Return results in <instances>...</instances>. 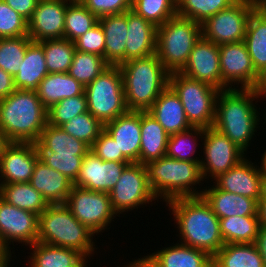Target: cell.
<instances>
[{
    "label": "cell",
    "mask_w": 266,
    "mask_h": 267,
    "mask_svg": "<svg viewBox=\"0 0 266 267\" xmlns=\"http://www.w3.org/2000/svg\"><path fill=\"white\" fill-rule=\"evenodd\" d=\"M134 262L139 267H212V257L207 252L181 243L164 247Z\"/></svg>",
    "instance_id": "44dd1931"
},
{
    "label": "cell",
    "mask_w": 266,
    "mask_h": 267,
    "mask_svg": "<svg viewBox=\"0 0 266 267\" xmlns=\"http://www.w3.org/2000/svg\"><path fill=\"white\" fill-rule=\"evenodd\" d=\"M168 86L180 98L187 120L193 127H213L219 89L180 72L169 74Z\"/></svg>",
    "instance_id": "ba28073f"
},
{
    "label": "cell",
    "mask_w": 266,
    "mask_h": 267,
    "mask_svg": "<svg viewBox=\"0 0 266 267\" xmlns=\"http://www.w3.org/2000/svg\"><path fill=\"white\" fill-rule=\"evenodd\" d=\"M169 135L148 111H141V146L139 163L148 162L166 156Z\"/></svg>",
    "instance_id": "f1b7e54d"
},
{
    "label": "cell",
    "mask_w": 266,
    "mask_h": 267,
    "mask_svg": "<svg viewBox=\"0 0 266 267\" xmlns=\"http://www.w3.org/2000/svg\"><path fill=\"white\" fill-rule=\"evenodd\" d=\"M237 0H177V15L202 24L219 11L229 8Z\"/></svg>",
    "instance_id": "60d3db41"
},
{
    "label": "cell",
    "mask_w": 266,
    "mask_h": 267,
    "mask_svg": "<svg viewBox=\"0 0 266 267\" xmlns=\"http://www.w3.org/2000/svg\"><path fill=\"white\" fill-rule=\"evenodd\" d=\"M128 266H125V267H139L134 261L130 262L129 264H127Z\"/></svg>",
    "instance_id": "e7e4bbea"
},
{
    "label": "cell",
    "mask_w": 266,
    "mask_h": 267,
    "mask_svg": "<svg viewBox=\"0 0 266 267\" xmlns=\"http://www.w3.org/2000/svg\"><path fill=\"white\" fill-rule=\"evenodd\" d=\"M252 64L258 74L266 68V11L257 7L249 17L244 37Z\"/></svg>",
    "instance_id": "1f68e13d"
},
{
    "label": "cell",
    "mask_w": 266,
    "mask_h": 267,
    "mask_svg": "<svg viewBox=\"0 0 266 267\" xmlns=\"http://www.w3.org/2000/svg\"><path fill=\"white\" fill-rule=\"evenodd\" d=\"M105 36L104 60L111 66L126 61L127 12L98 18Z\"/></svg>",
    "instance_id": "4316f807"
},
{
    "label": "cell",
    "mask_w": 266,
    "mask_h": 267,
    "mask_svg": "<svg viewBox=\"0 0 266 267\" xmlns=\"http://www.w3.org/2000/svg\"><path fill=\"white\" fill-rule=\"evenodd\" d=\"M127 27L126 61L156 53L157 27L153 23L130 10Z\"/></svg>",
    "instance_id": "603a6c76"
},
{
    "label": "cell",
    "mask_w": 266,
    "mask_h": 267,
    "mask_svg": "<svg viewBox=\"0 0 266 267\" xmlns=\"http://www.w3.org/2000/svg\"><path fill=\"white\" fill-rule=\"evenodd\" d=\"M130 163L132 162L104 161L89 151L83 157L79 175L73 185L109 193Z\"/></svg>",
    "instance_id": "ac0fdd59"
},
{
    "label": "cell",
    "mask_w": 266,
    "mask_h": 267,
    "mask_svg": "<svg viewBox=\"0 0 266 267\" xmlns=\"http://www.w3.org/2000/svg\"><path fill=\"white\" fill-rule=\"evenodd\" d=\"M224 244H251L255 242L260 228L258 216H230L219 218Z\"/></svg>",
    "instance_id": "d590c367"
},
{
    "label": "cell",
    "mask_w": 266,
    "mask_h": 267,
    "mask_svg": "<svg viewBox=\"0 0 266 267\" xmlns=\"http://www.w3.org/2000/svg\"><path fill=\"white\" fill-rule=\"evenodd\" d=\"M74 43L77 51L93 53L104 59L105 36L99 22L86 33L78 37Z\"/></svg>",
    "instance_id": "c3c4849f"
},
{
    "label": "cell",
    "mask_w": 266,
    "mask_h": 267,
    "mask_svg": "<svg viewBox=\"0 0 266 267\" xmlns=\"http://www.w3.org/2000/svg\"><path fill=\"white\" fill-rule=\"evenodd\" d=\"M266 98V91H263V92H261V99L262 98ZM265 111H266V109H265ZM264 116H262L263 118H264V120H265V122H263V123H266V112H265V114H263Z\"/></svg>",
    "instance_id": "6125c7cd"
},
{
    "label": "cell",
    "mask_w": 266,
    "mask_h": 267,
    "mask_svg": "<svg viewBox=\"0 0 266 267\" xmlns=\"http://www.w3.org/2000/svg\"><path fill=\"white\" fill-rule=\"evenodd\" d=\"M12 257H0V267H9Z\"/></svg>",
    "instance_id": "680465c9"
},
{
    "label": "cell",
    "mask_w": 266,
    "mask_h": 267,
    "mask_svg": "<svg viewBox=\"0 0 266 267\" xmlns=\"http://www.w3.org/2000/svg\"><path fill=\"white\" fill-rule=\"evenodd\" d=\"M61 128L70 136L81 140L91 147L104 130V124L90 112H85L72 118L69 122L62 125Z\"/></svg>",
    "instance_id": "ee69618b"
},
{
    "label": "cell",
    "mask_w": 266,
    "mask_h": 267,
    "mask_svg": "<svg viewBox=\"0 0 266 267\" xmlns=\"http://www.w3.org/2000/svg\"><path fill=\"white\" fill-rule=\"evenodd\" d=\"M170 136L193 126L187 120L180 98L167 86L148 110Z\"/></svg>",
    "instance_id": "cb8c5ba5"
},
{
    "label": "cell",
    "mask_w": 266,
    "mask_h": 267,
    "mask_svg": "<svg viewBox=\"0 0 266 267\" xmlns=\"http://www.w3.org/2000/svg\"><path fill=\"white\" fill-rule=\"evenodd\" d=\"M90 151L104 161L131 162L124 154H118L116 141L105 129L91 145Z\"/></svg>",
    "instance_id": "f907efd6"
},
{
    "label": "cell",
    "mask_w": 266,
    "mask_h": 267,
    "mask_svg": "<svg viewBox=\"0 0 266 267\" xmlns=\"http://www.w3.org/2000/svg\"><path fill=\"white\" fill-rule=\"evenodd\" d=\"M260 160H261L260 172H261V175L263 176L264 183L266 185V150Z\"/></svg>",
    "instance_id": "6f0895ef"
},
{
    "label": "cell",
    "mask_w": 266,
    "mask_h": 267,
    "mask_svg": "<svg viewBox=\"0 0 266 267\" xmlns=\"http://www.w3.org/2000/svg\"><path fill=\"white\" fill-rule=\"evenodd\" d=\"M94 234L65 204H50L39 215L37 241L40 243L74 249L90 258L96 249Z\"/></svg>",
    "instance_id": "8992f818"
},
{
    "label": "cell",
    "mask_w": 266,
    "mask_h": 267,
    "mask_svg": "<svg viewBox=\"0 0 266 267\" xmlns=\"http://www.w3.org/2000/svg\"><path fill=\"white\" fill-rule=\"evenodd\" d=\"M88 112L103 124L129 110L125 102L123 79L119 66H109L84 89Z\"/></svg>",
    "instance_id": "9c48e42d"
},
{
    "label": "cell",
    "mask_w": 266,
    "mask_h": 267,
    "mask_svg": "<svg viewBox=\"0 0 266 267\" xmlns=\"http://www.w3.org/2000/svg\"><path fill=\"white\" fill-rule=\"evenodd\" d=\"M259 97L257 89L236 87L220 90L217 96L213 127L244 152L260 124V113L253 103Z\"/></svg>",
    "instance_id": "7a4b0ae2"
},
{
    "label": "cell",
    "mask_w": 266,
    "mask_h": 267,
    "mask_svg": "<svg viewBox=\"0 0 266 267\" xmlns=\"http://www.w3.org/2000/svg\"><path fill=\"white\" fill-rule=\"evenodd\" d=\"M80 2L97 18L132 10V0H81Z\"/></svg>",
    "instance_id": "681fc988"
},
{
    "label": "cell",
    "mask_w": 266,
    "mask_h": 267,
    "mask_svg": "<svg viewBox=\"0 0 266 267\" xmlns=\"http://www.w3.org/2000/svg\"><path fill=\"white\" fill-rule=\"evenodd\" d=\"M201 37L200 23L177 14L157 27L156 54L169 74L183 70Z\"/></svg>",
    "instance_id": "52a82bcc"
},
{
    "label": "cell",
    "mask_w": 266,
    "mask_h": 267,
    "mask_svg": "<svg viewBox=\"0 0 266 267\" xmlns=\"http://www.w3.org/2000/svg\"><path fill=\"white\" fill-rule=\"evenodd\" d=\"M43 46L48 73H67L76 51L75 43L65 39H48Z\"/></svg>",
    "instance_id": "8d00e7d4"
},
{
    "label": "cell",
    "mask_w": 266,
    "mask_h": 267,
    "mask_svg": "<svg viewBox=\"0 0 266 267\" xmlns=\"http://www.w3.org/2000/svg\"><path fill=\"white\" fill-rule=\"evenodd\" d=\"M28 247L33 250L28 258L29 267H87L88 257L74 249L38 241Z\"/></svg>",
    "instance_id": "83f0119b"
},
{
    "label": "cell",
    "mask_w": 266,
    "mask_h": 267,
    "mask_svg": "<svg viewBox=\"0 0 266 267\" xmlns=\"http://www.w3.org/2000/svg\"><path fill=\"white\" fill-rule=\"evenodd\" d=\"M132 11L158 27L177 14V0H132Z\"/></svg>",
    "instance_id": "7bdbcfd3"
},
{
    "label": "cell",
    "mask_w": 266,
    "mask_h": 267,
    "mask_svg": "<svg viewBox=\"0 0 266 267\" xmlns=\"http://www.w3.org/2000/svg\"><path fill=\"white\" fill-rule=\"evenodd\" d=\"M200 136V137H199ZM204 128L192 127L186 131L178 132L169 136L166 156L176 160L200 162L199 157H194L198 139H203Z\"/></svg>",
    "instance_id": "74e56055"
},
{
    "label": "cell",
    "mask_w": 266,
    "mask_h": 267,
    "mask_svg": "<svg viewBox=\"0 0 266 267\" xmlns=\"http://www.w3.org/2000/svg\"><path fill=\"white\" fill-rule=\"evenodd\" d=\"M109 66L99 55L76 50L67 73L85 88Z\"/></svg>",
    "instance_id": "f35d334b"
},
{
    "label": "cell",
    "mask_w": 266,
    "mask_h": 267,
    "mask_svg": "<svg viewBox=\"0 0 266 267\" xmlns=\"http://www.w3.org/2000/svg\"><path fill=\"white\" fill-rule=\"evenodd\" d=\"M256 8L249 0H237L201 24L202 37L218 46L244 41L249 17Z\"/></svg>",
    "instance_id": "8fae6325"
},
{
    "label": "cell",
    "mask_w": 266,
    "mask_h": 267,
    "mask_svg": "<svg viewBox=\"0 0 266 267\" xmlns=\"http://www.w3.org/2000/svg\"><path fill=\"white\" fill-rule=\"evenodd\" d=\"M48 111V124L61 127L72 118L82 113L88 112V104L85 93L65 98L56 104H53Z\"/></svg>",
    "instance_id": "f6af8a7d"
},
{
    "label": "cell",
    "mask_w": 266,
    "mask_h": 267,
    "mask_svg": "<svg viewBox=\"0 0 266 267\" xmlns=\"http://www.w3.org/2000/svg\"><path fill=\"white\" fill-rule=\"evenodd\" d=\"M28 35V21L0 0V38Z\"/></svg>",
    "instance_id": "7dc6e473"
},
{
    "label": "cell",
    "mask_w": 266,
    "mask_h": 267,
    "mask_svg": "<svg viewBox=\"0 0 266 267\" xmlns=\"http://www.w3.org/2000/svg\"><path fill=\"white\" fill-rule=\"evenodd\" d=\"M48 74L43 46L31 41L20 64V70L14 77L16 89L36 90L39 83Z\"/></svg>",
    "instance_id": "f546056e"
},
{
    "label": "cell",
    "mask_w": 266,
    "mask_h": 267,
    "mask_svg": "<svg viewBox=\"0 0 266 267\" xmlns=\"http://www.w3.org/2000/svg\"><path fill=\"white\" fill-rule=\"evenodd\" d=\"M98 23V18L80 1H70L65 14L64 38L74 42Z\"/></svg>",
    "instance_id": "ab89813d"
},
{
    "label": "cell",
    "mask_w": 266,
    "mask_h": 267,
    "mask_svg": "<svg viewBox=\"0 0 266 267\" xmlns=\"http://www.w3.org/2000/svg\"><path fill=\"white\" fill-rule=\"evenodd\" d=\"M166 206L174 216L181 244L205 251L211 257L224 245L219 218L202 196L175 198Z\"/></svg>",
    "instance_id": "6da1fadb"
},
{
    "label": "cell",
    "mask_w": 266,
    "mask_h": 267,
    "mask_svg": "<svg viewBox=\"0 0 266 267\" xmlns=\"http://www.w3.org/2000/svg\"><path fill=\"white\" fill-rule=\"evenodd\" d=\"M109 195L116 214L138 209L141 205L155 200L158 202L148 183L146 165L137 162H132L124 168Z\"/></svg>",
    "instance_id": "7c38bea8"
},
{
    "label": "cell",
    "mask_w": 266,
    "mask_h": 267,
    "mask_svg": "<svg viewBox=\"0 0 266 267\" xmlns=\"http://www.w3.org/2000/svg\"><path fill=\"white\" fill-rule=\"evenodd\" d=\"M254 244L263 259L264 267H266V227L265 226L260 225L257 238L255 239Z\"/></svg>",
    "instance_id": "db71d44e"
},
{
    "label": "cell",
    "mask_w": 266,
    "mask_h": 267,
    "mask_svg": "<svg viewBox=\"0 0 266 267\" xmlns=\"http://www.w3.org/2000/svg\"><path fill=\"white\" fill-rule=\"evenodd\" d=\"M148 183L158 199L168 202L175 198L201 196L197 190L203 180L200 162L176 160L163 156L146 164ZM197 190V191H196ZM160 197V198H159Z\"/></svg>",
    "instance_id": "5b68a950"
},
{
    "label": "cell",
    "mask_w": 266,
    "mask_h": 267,
    "mask_svg": "<svg viewBox=\"0 0 266 267\" xmlns=\"http://www.w3.org/2000/svg\"><path fill=\"white\" fill-rule=\"evenodd\" d=\"M49 204H65L73 182L38 159L30 182Z\"/></svg>",
    "instance_id": "d4e9b609"
},
{
    "label": "cell",
    "mask_w": 266,
    "mask_h": 267,
    "mask_svg": "<svg viewBox=\"0 0 266 267\" xmlns=\"http://www.w3.org/2000/svg\"><path fill=\"white\" fill-rule=\"evenodd\" d=\"M69 0H39L28 20L32 41L64 38L65 14Z\"/></svg>",
    "instance_id": "e0dca14e"
},
{
    "label": "cell",
    "mask_w": 266,
    "mask_h": 267,
    "mask_svg": "<svg viewBox=\"0 0 266 267\" xmlns=\"http://www.w3.org/2000/svg\"><path fill=\"white\" fill-rule=\"evenodd\" d=\"M15 90L14 77L0 68V99L6 98Z\"/></svg>",
    "instance_id": "f5cc1de1"
},
{
    "label": "cell",
    "mask_w": 266,
    "mask_h": 267,
    "mask_svg": "<svg viewBox=\"0 0 266 267\" xmlns=\"http://www.w3.org/2000/svg\"><path fill=\"white\" fill-rule=\"evenodd\" d=\"M39 215L7 203L0 197V247L11 257V242L30 246L38 239Z\"/></svg>",
    "instance_id": "5bb4252c"
},
{
    "label": "cell",
    "mask_w": 266,
    "mask_h": 267,
    "mask_svg": "<svg viewBox=\"0 0 266 267\" xmlns=\"http://www.w3.org/2000/svg\"><path fill=\"white\" fill-rule=\"evenodd\" d=\"M203 140L205 158L200 160L203 180L209 176L214 180L246 157L242 149L214 127L204 128Z\"/></svg>",
    "instance_id": "4fadbf2b"
},
{
    "label": "cell",
    "mask_w": 266,
    "mask_h": 267,
    "mask_svg": "<svg viewBox=\"0 0 266 267\" xmlns=\"http://www.w3.org/2000/svg\"><path fill=\"white\" fill-rule=\"evenodd\" d=\"M257 214L260 225L266 227V186L264 187L262 195L258 200Z\"/></svg>",
    "instance_id": "11a10c76"
},
{
    "label": "cell",
    "mask_w": 266,
    "mask_h": 267,
    "mask_svg": "<svg viewBox=\"0 0 266 267\" xmlns=\"http://www.w3.org/2000/svg\"><path fill=\"white\" fill-rule=\"evenodd\" d=\"M221 90L252 88L258 90V77L244 41L219 46ZM234 84V85H233Z\"/></svg>",
    "instance_id": "9a60e30c"
},
{
    "label": "cell",
    "mask_w": 266,
    "mask_h": 267,
    "mask_svg": "<svg viewBox=\"0 0 266 267\" xmlns=\"http://www.w3.org/2000/svg\"><path fill=\"white\" fill-rule=\"evenodd\" d=\"M38 151H50L65 155H86L90 147L70 136L61 127L47 124L35 143Z\"/></svg>",
    "instance_id": "d6a6232c"
},
{
    "label": "cell",
    "mask_w": 266,
    "mask_h": 267,
    "mask_svg": "<svg viewBox=\"0 0 266 267\" xmlns=\"http://www.w3.org/2000/svg\"><path fill=\"white\" fill-rule=\"evenodd\" d=\"M119 67L128 110L148 111L168 86L169 73L157 54L125 61Z\"/></svg>",
    "instance_id": "277c9868"
},
{
    "label": "cell",
    "mask_w": 266,
    "mask_h": 267,
    "mask_svg": "<svg viewBox=\"0 0 266 267\" xmlns=\"http://www.w3.org/2000/svg\"><path fill=\"white\" fill-rule=\"evenodd\" d=\"M212 267H264V263L254 243H228L212 257Z\"/></svg>",
    "instance_id": "836d02e7"
},
{
    "label": "cell",
    "mask_w": 266,
    "mask_h": 267,
    "mask_svg": "<svg viewBox=\"0 0 266 267\" xmlns=\"http://www.w3.org/2000/svg\"><path fill=\"white\" fill-rule=\"evenodd\" d=\"M180 73L221 90L219 46L201 37Z\"/></svg>",
    "instance_id": "ffe728a7"
},
{
    "label": "cell",
    "mask_w": 266,
    "mask_h": 267,
    "mask_svg": "<svg viewBox=\"0 0 266 267\" xmlns=\"http://www.w3.org/2000/svg\"><path fill=\"white\" fill-rule=\"evenodd\" d=\"M262 8L266 11V3L262 6Z\"/></svg>",
    "instance_id": "03108f58"
},
{
    "label": "cell",
    "mask_w": 266,
    "mask_h": 267,
    "mask_svg": "<svg viewBox=\"0 0 266 267\" xmlns=\"http://www.w3.org/2000/svg\"><path fill=\"white\" fill-rule=\"evenodd\" d=\"M38 159L35 143L7 142L0 154V185L30 182Z\"/></svg>",
    "instance_id": "2e32d148"
},
{
    "label": "cell",
    "mask_w": 266,
    "mask_h": 267,
    "mask_svg": "<svg viewBox=\"0 0 266 267\" xmlns=\"http://www.w3.org/2000/svg\"><path fill=\"white\" fill-rule=\"evenodd\" d=\"M0 257H10L6 254V252L0 247Z\"/></svg>",
    "instance_id": "be15d7a7"
},
{
    "label": "cell",
    "mask_w": 266,
    "mask_h": 267,
    "mask_svg": "<svg viewBox=\"0 0 266 267\" xmlns=\"http://www.w3.org/2000/svg\"><path fill=\"white\" fill-rule=\"evenodd\" d=\"M31 41L28 35L0 38V68L15 77Z\"/></svg>",
    "instance_id": "b9f144b4"
},
{
    "label": "cell",
    "mask_w": 266,
    "mask_h": 267,
    "mask_svg": "<svg viewBox=\"0 0 266 267\" xmlns=\"http://www.w3.org/2000/svg\"><path fill=\"white\" fill-rule=\"evenodd\" d=\"M0 197L20 209L40 215L50 204L29 182L0 185Z\"/></svg>",
    "instance_id": "e575fe53"
},
{
    "label": "cell",
    "mask_w": 266,
    "mask_h": 267,
    "mask_svg": "<svg viewBox=\"0 0 266 267\" xmlns=\"http://www.w3.org/2000/svg\"><path fill=\"white\" fill-rule=\"evenodd\" d=\"M84 87L68 73H48L36 89L42 104L49 109L65 98L81 95Z\"/></svg>",
    "instance_id": "4dcf8cb0"
},
{
    "label": "cell",
    "mask_w": 266,
    "mask_h": 267,
    "mask_svg": "<svg viewBox=\"0 0 266 267\" xmlns=\"http://www.w3.org/2000/svg\"><path fill=\"white\" fill-rule=\"evenodd\" d=\"M65 205L73 216L95 235L107 229L117 215L112 208L109 193L92 191L75 185Z\"/></svg>",
    "instance_id": "30bf717a"
},
{
    "label": "cell",
    "mask_w": 266,
    "mask_h": 267,
    "mask_svg": "<svg viewBox=\"0 0 266 267\" xmlns=\"http://www.w3.org/2000/svg\"><path fill=\"white\" fill-rule=\"evenodd\" d=\"M202 197L210 205L218 218L238 216H258V202L253 198L218 189L214 184L203 189Z\"/></svg>",
    "instance_id": "484cf974"
},
{
    "label": "cell",
    "mask_w": 266,
    "mask_h": 267,
    "mask_svg": "<svg viewBox=\"0 0 266 267\" xmlns=\"http://www.w3.org/2000/svg\"><path fill=\"white\" fill-rule=\"evenodd\" d=\"M48 124V111L36 90L16 89L0 99V129L7 142L36 143Z\"/></svg>",
    "instance_id": "3957f363"
},
{
    "label": "cell",
    "mask_w": 266,
    "mask_h": 267,
    "mask_svg": "<svg viewBox=\"0 0 266 267\" xmlns=\"http://www.w3.org/2000/svg\"><path fill=\"white\" fill-rule=\"evenodd\" d=\"M249 1L256 7H262L266 3V0H249Z\"/></svg>",
    "instance_id": "94428289"
},
{
    "label": "cell",
    "mask_w": 266,
    "mask_h": 267,
    "mask_svg": "<svg viewBox=\"0 0 266 267\" xmlns=\"http://www.w3.org/2000/svg\"><path fill=\"white\" fill-rule=\"evenodd\" d=\"M253 164L245 157L215 178L214 185L220 190L253 198L258 202L266 185L259 166Z\"/></svg>",
    "instance_id": "d6986e66"
},
{
    "label": "cell",
    "mask_w": 266,
    "mask_h": 267,
    "mask_svg": "<svg viewBox=\"0 0 266 267\" xmlns=\"http://www.w3.org/2000/svg\"><path fill=\"white\" fill-rule=\"evenodd\" d=\"M104 129L116 141L118 154L139 163L141 146V111H128L104 124Z\"/></svg>",
    "instance_id": "7402d4cb"
},
{
    "label": "cell",
    "mask_w": 266,
    "mask_h": 267,
    "mask_svg": "<svg viewBox=\"0 0 266 267\" xmlns=\"http://www.w3.org/2000/svg\"><path fill=\"white\" fill-rule=\"evenodd\" d=\"M6 143H7V141L4 138L3 133L1 132V129H0V154H1L3 147L5 146Z\"/></svg>",
    "instance_id": "91938a15"
},
{
    "label": "cell",
    "mask_w": 266,
    "mask_h": 267,
    "mask_svg": "<svg viewBox=\"0 0 266 267\" xmlns=\"http://www.w3.org/2000/svg\"><path fill=\"white\" fill-rule=\"evenodd\" d=\"M12 9L27 21L31 18L39 0H4Z\"/></svg>",
    "instance_id": "816d5d0a"
},
{
    "label": "cell",
    "mask_w": 266,
    "mask_h": 267,
    "mask_svg": "<svg viewBox=\"0 0 266 267\" xmlns=\"http://www.w3.org/2000/svg\"><path fill=\"white\" fill-rule=\"evenodd\" d=\"M258 91L260 93L266 91V68L259 74Z\"/></svg>",
    "instance_id": "9f6ffc18"
},
{
    "label": "cell",
    "mask_w": 266,
    "mask_h": 267,
    "mask_svg": "<svg viewBox=\"0 0 266 267\" xmlns=\"http://www.w3.org/2000/svg\"><path fill=\"white\" fill-rule=\"evenodd\" d=\"M38 153L39 159L47 166L59 171L73 183L76 181L85 155H65L50 151H38Z\"/></svg>",
    "instance_id": "bcb514c9"
}]
</instances>
